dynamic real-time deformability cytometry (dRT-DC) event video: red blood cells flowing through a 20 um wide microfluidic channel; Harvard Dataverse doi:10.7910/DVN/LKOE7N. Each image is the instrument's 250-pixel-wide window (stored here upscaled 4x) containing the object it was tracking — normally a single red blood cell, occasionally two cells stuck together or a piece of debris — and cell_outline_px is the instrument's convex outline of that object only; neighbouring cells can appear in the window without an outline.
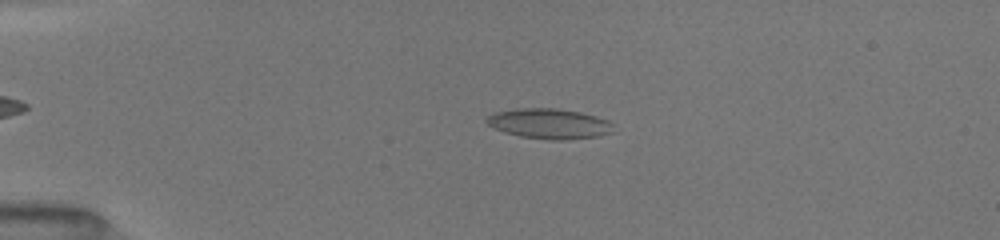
{"species": "common noctule bat (a hibernating species)", "species_latin": "Nyctalus noctula", "temperature_condition": "room temperature", "stored_images_in_passage": 9, "camera_frame_rate_fps": 3000, "um_per_image_px": 0.085, "animal": {"sex": "female", "body_mass_g": 19.5, "forearm_length_mm": 54.1}, "frame": {"image": 1, "passage_image": 6, "time_ms": 3.333, "image_size_px": [1000, 240], "cell_outline_px": [[612, 132], [600, 136], [564, 140], [552, 140], [520, 136], [504, 132], [488, 124], [484, 120], [488, 116], [496, 112], [516, 108], [556, 108], [580, 112], [596, 116], [608, 120], [612, 124]], "centroid_in_image_um": [46.69, 10.51], "position_along_channel_um": 38.3, "area_um2": 22.25}}
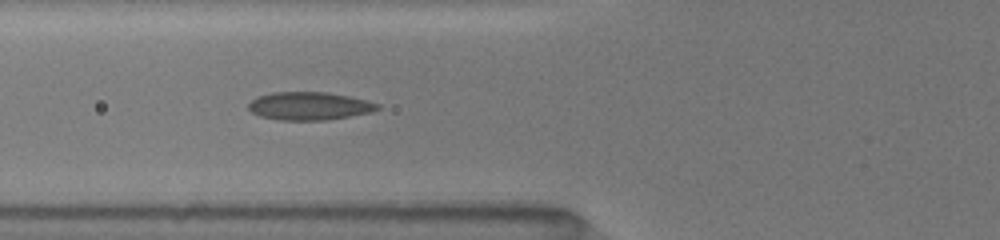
{"frame": {"image": 2, "passage_image": 9, "time_ms": 6.0, "image_size_px": [1000, 240], "cell_outline_px": [[380, 108], [372, 112], [324, 120], [280, 120], [260, 116], [252, 112], [248, 108], [248, 104], [256, 96], [272, 92], [328, 92], [348, 96], [380, 104]], "centroid_in_image_um": [26.26, 9.0], "position_along_channel_um": 99.5, "area_um2": 20.98}}